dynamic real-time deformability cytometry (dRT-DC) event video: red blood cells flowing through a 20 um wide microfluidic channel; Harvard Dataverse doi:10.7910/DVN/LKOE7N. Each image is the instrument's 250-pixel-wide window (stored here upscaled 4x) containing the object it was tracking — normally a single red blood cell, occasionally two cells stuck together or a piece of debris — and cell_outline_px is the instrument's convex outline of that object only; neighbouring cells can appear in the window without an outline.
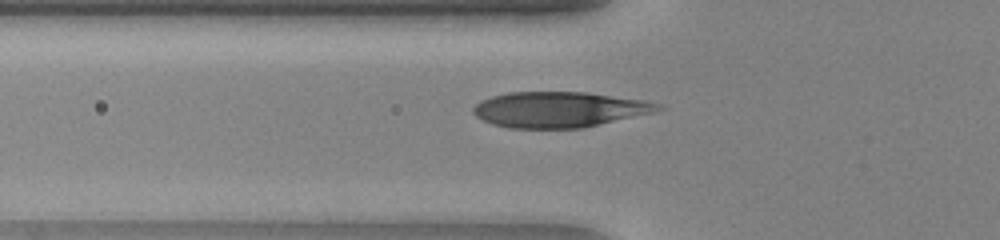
{"species": "human", "species_latin": "Homo sapiens", "temperature_condition": "warm", "stored_images_in_passage": 37, "camera_frame_rate_fps": 3000, "um_per_image_px": 0.085, "donor": {"sex": "female"}, "frame": {"image": 1, "passage_image": 9, "time_ms": 2.667, "image_size_px": [1000, 240], "cell_outline_px": [[668, 108], [656, 112], [584, 128], [508, 128], [492, 124], [476, 116], [472, 112], [472, 108], [480, 100], [492, 96], [508, 92], [584, 92], [640, 100], [660, 104]], "centroid_in_image_um": [47.53, 9.32], "position_along_channel_um": 78.3, "area_um2": 38.38}}
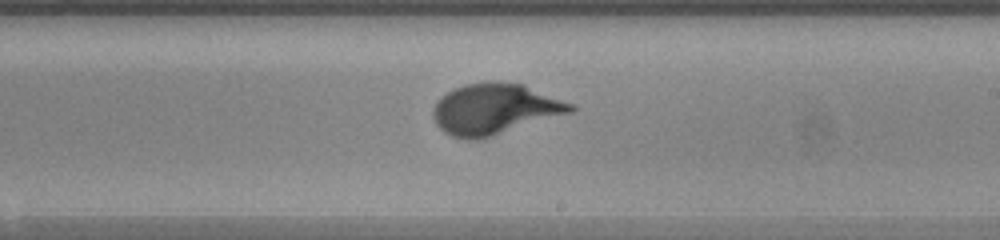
{"frame": {"image": 2, "passage_image": 21, "time_ms": 6.667, "image_size_px": [1000, 240], "cell_outline_px": [[576, 108], [572, 112], [480, 140], [468, 140], [452, 136], [444, 132], [436, 124], [432, 116], [432, 112], [436, 104], [448, 92], [464, 84], [524, 84], [572, 104]], "centroid_in_image_um": [42.05, 9.32], "position_along_channel_um": 246.9, "area_um2": 39.77}}
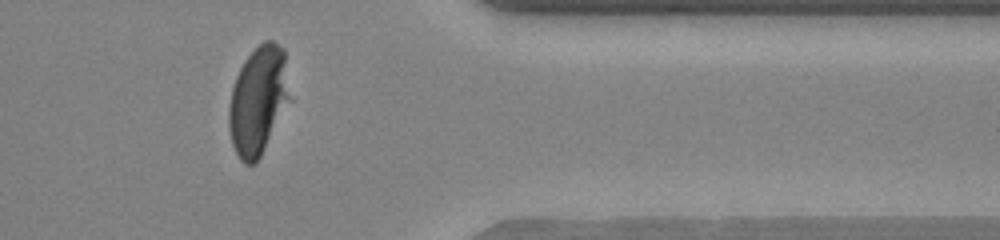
{"frame": {"image": 3, "passage_image": 32, "time_ms": 10.333, "image_size_px": [1000, 240], "cell_outline_px": [[292, 100], [256, 164], [244, 164], [240, 160], [232, 144], [228, 128], [228, 108], [232, 88], [236, 76], [244, 60], [264, 40], [272, 40], [284, 48], [292, 96]], "centroid_in_image_um": [21.98, 8.55], "position_along_channel_um": 389.4, "area_um2": 39.3}}